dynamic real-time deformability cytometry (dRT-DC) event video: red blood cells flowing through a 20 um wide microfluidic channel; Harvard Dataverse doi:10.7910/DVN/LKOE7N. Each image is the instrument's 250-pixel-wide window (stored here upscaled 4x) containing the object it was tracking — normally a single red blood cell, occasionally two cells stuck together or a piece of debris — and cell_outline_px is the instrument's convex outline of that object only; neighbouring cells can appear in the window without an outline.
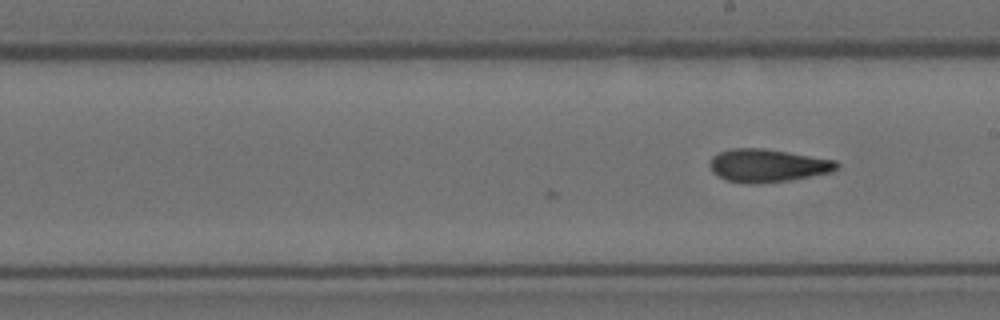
{"species": "Egyptian fruit bat (a non-hibernating species)", "species_latin": "Rousettus aegyptiacus", "temperature_condition": "room temperature", "stored_images_in_passage": 8, "camera_frame_rate_fps": 3000, "um_per_image_px": 0.085, "animal": {"sex": "female"}, "frame": {"image": 1, "passage_image": 8, "time_ms": 2.333, "image_size_px": [1000, 320], "cell_outline_px": [[840, 168], [832, 172], [788, 180], [756, 184], [748, 184], [728, 180], [712, 172], [708, 164], [712, 156], [720, 152], [732, 148], [764, 148], [836, 160], [840, 164]], "centroid_in_image_um": [65.26, 14.06], "position_along_channel_um": 223.7, "area_um2": 24.45}}